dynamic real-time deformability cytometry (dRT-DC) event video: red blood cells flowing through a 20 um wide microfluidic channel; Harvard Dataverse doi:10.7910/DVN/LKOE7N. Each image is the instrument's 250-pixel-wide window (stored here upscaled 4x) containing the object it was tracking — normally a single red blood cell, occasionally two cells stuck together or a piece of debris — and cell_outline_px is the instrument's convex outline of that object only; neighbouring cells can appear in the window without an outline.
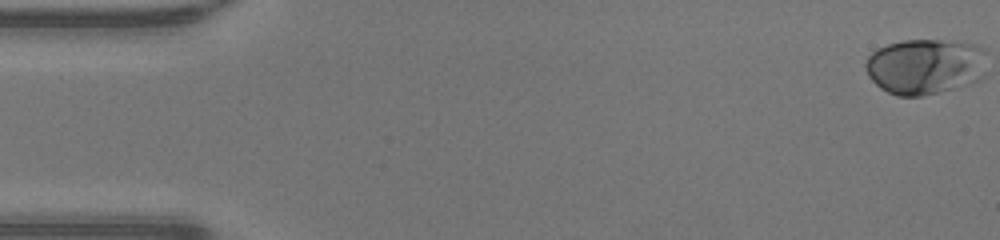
{"species": "human", "species_latin": "Homo sapiens", "temperature_condition": "warm", "stored_images_in_passage": 49, "camera_frame_rate_fps": 3000, "um_per_image_px": 0.085, "donor": {"sex": "male"}, "frame": {"image": 1, "passage_image": 1, "time_ms": 0.0, "image_size_px": [1000, 240], "cell_outline_px": [[984, 48], [952, 88], [920, 96], [896, 96], [880, 88], [868, 76], [864, 64], [868, 56], [876, 48], [888, 44], [904, 40], [940, 40], [972, 44]], "centroid_in_image_um": [78.19, 5.6], "position_along_channel_um": 6.8, "area_um2": 35.72}}
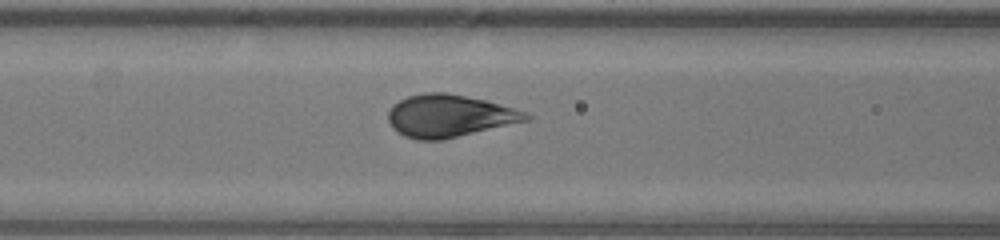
{"frame": {"image": 2, "passage_image": 20, "time_ms": 6.333, "image_size_px": [1000, 240], "cell_outline_px": [[532, 120], [444, 140], [416, 140], [404, 136], [392, 128], [388, 120], [388, 112], [392, 104], [408, 96], [424, 92], [444, 92], [484, 100], [512, 108], [524, 112], [532, 116]], "centroid_in_image_um": [38.18, 9.87], "position_along_channel_um": 128.4, "area_um2": 34.22}}
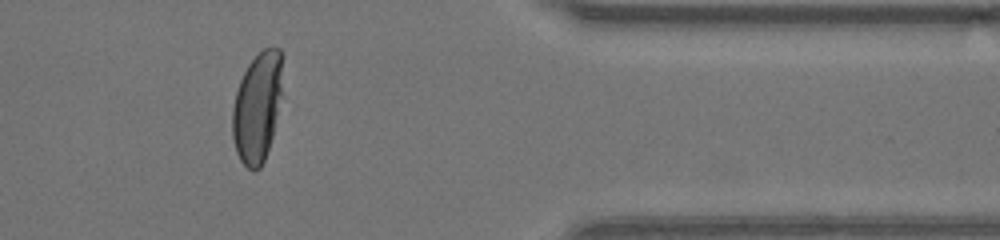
{"frame": {"image": 3, "passage_image": 40, "time_ms": 13.0, "image_size_px": [1000, 240], "cell_outline_px": [[284, 56], [280, 96], [272, 136], [264, 160], [260, 168], [252, 172], [240, 160], [236, 152], [232, 136], [232, 108], [236, 92], [240, 80], [248, 64], [264, 48], [272, 44], [280, 48]], "centroid_in_image_um": [21.87, 9.06], "position_along_channel_um": 389.5, "area_um2": 32.25}, "authors_computed_cell_mechanics": {"area_um2": 34.8534, "velocity_mm_per_s": 4.2828, "shape_relaxation_time_tau1_ms": 3.3433, "shape_relaxation_time_tau2_ms": null, "deformation_change_tau1": 0.209, "deformation_change_tau2": null}}